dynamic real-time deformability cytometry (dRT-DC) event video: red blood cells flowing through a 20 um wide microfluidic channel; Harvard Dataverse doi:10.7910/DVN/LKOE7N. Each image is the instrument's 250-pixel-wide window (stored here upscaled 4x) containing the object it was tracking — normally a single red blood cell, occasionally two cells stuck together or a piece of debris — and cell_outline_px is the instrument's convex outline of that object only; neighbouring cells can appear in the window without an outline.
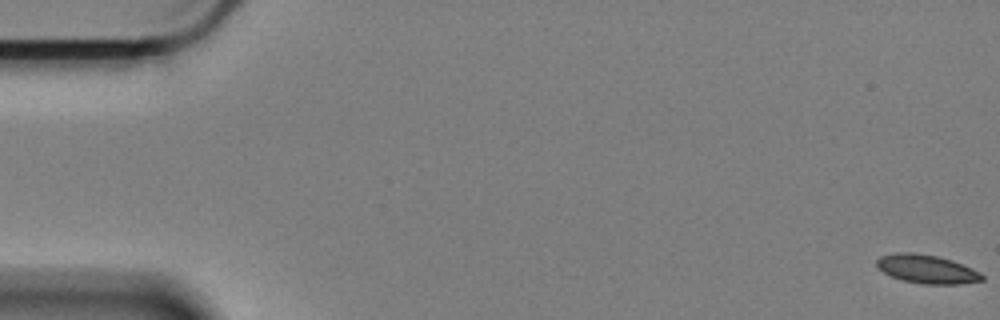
{"species": "Egyptian fruit bat (a non-hibernating species)", "species_latin": "Rousettus aegyptiacus", "temperature_condition": "cold", "stored_images_in_passage": 61, "camera_frame_rate_fps": 3000, "um_per_image_px": 0.085, "animal": {"sex": "female"}, "frame": {"image": 1, "passage_image": 1, "time_ms": 0.0, "image_size_px": [1000, 320], "cell_outline_px": [[984, 280], [960, 284], [920, 284], [900, 280], [884, 272], [876, 264], [876, 260], [880, 256], [896, 252], [912, 252], [936, 256], [952, 260], [972, 268], [980, 272], [984, 276]], "centroid_in_image_um": [78.78, 22.87], "position_along_channel_um": 6.2, "area_um2": 17.63}}
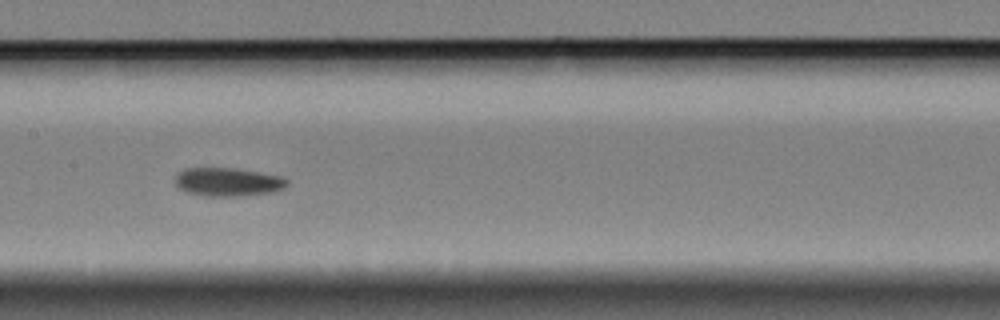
{"frame": {"image": 2, "passage_image": 30, "time_ms": 9.667, "image_size_px": [1000, 320], "cell_outline_px": [[288, 184], [284, 188], [272, 192], [240, 196], [208, 196], [188, 192], [176, 188], [176, 176], [184, 168], [236, 168], [284, 176], [288, 180]], "centroid_in_image_um": [19.4, 15.46], "position_along_channel_um": 188.0, "area_um2": 18.67}}
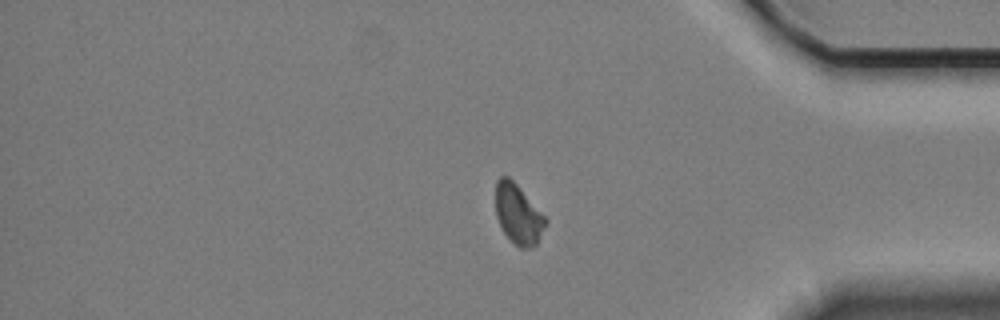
{"frame": {"image": 3, "passage_image": 50, "time_ms": 16.333, "image_size_px": [1000, 320], "cell_outline_px": [[548, 220], [536, 244], [532, 248], [520, 248], [504, 232], [496, 216], [496, 180], [500, 176], [508, 176], [516, 184]], "centroid_in_image_um": [44.04, 18.2], "position_along_channel_um": 391.2, "area_um2": 16.99}}